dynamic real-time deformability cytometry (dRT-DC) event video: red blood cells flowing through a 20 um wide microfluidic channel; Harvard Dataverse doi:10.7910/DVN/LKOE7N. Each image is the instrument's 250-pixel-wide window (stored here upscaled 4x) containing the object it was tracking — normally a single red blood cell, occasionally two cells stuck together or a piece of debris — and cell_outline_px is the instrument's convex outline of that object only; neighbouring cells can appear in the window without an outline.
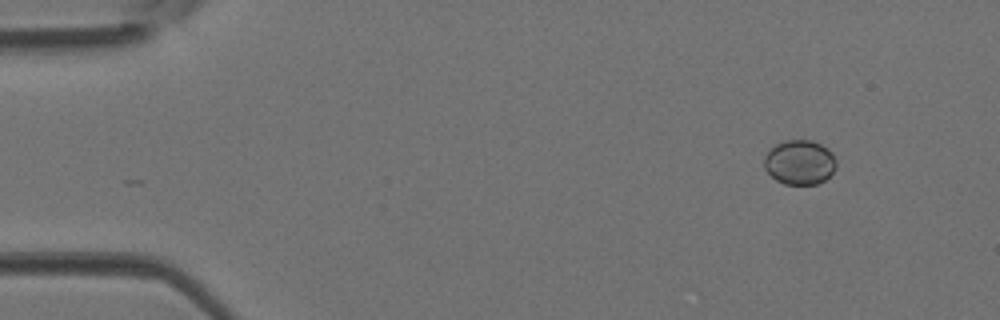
{"species": "Egyptian fruit bat (a non-hibernating species)", "species_latin": "Rousettus aegyptiacus", "temperature_condition": "room temperature", "stored_images_in_passage": 40, "camera_frame_rate_fps": 3000, "um_per_image_px": 0.085, "animal": {"sex": "female"}, "frame": {"image": 1, "passage_image": 1, "time_ms": 0.0, "image_size_px": [1000, 320], "cell_outline_px": [[836, 168], [824, 180], [816, 184], [784, 184], [776, 180], [764, 168], [764, 156], [776, 144], [784, 140], [812, 140], [828, 148], [832, 152], [836, 160]], "centroid_in_image_um": [67.98, 13.79], "position_along_channel_um": 17.0, "area_um2": 18.73}}
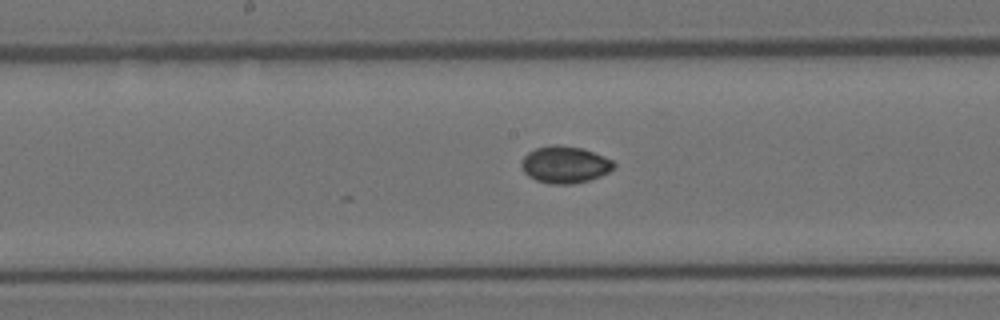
{"frame": {"image": 2, "passage_image": 19, "time_ms": 6.0, "image_size_px": [1000, 320], "cell_outline_px": [[616, 168], [600, 176], [588, 180], [572, 184], [548, 184], [536, 180], [528, 176], [524, 172], [520, 164], [524, 156], [528, 152], [536, 148], [552, 144], [556, 144], [580, 148], [604, 156], [612, 160], [616, 164]], "centroid_in_image_um": [48.0, 14.0], "position_along_channel_um": 200.2, "area_um2": 19.94}}
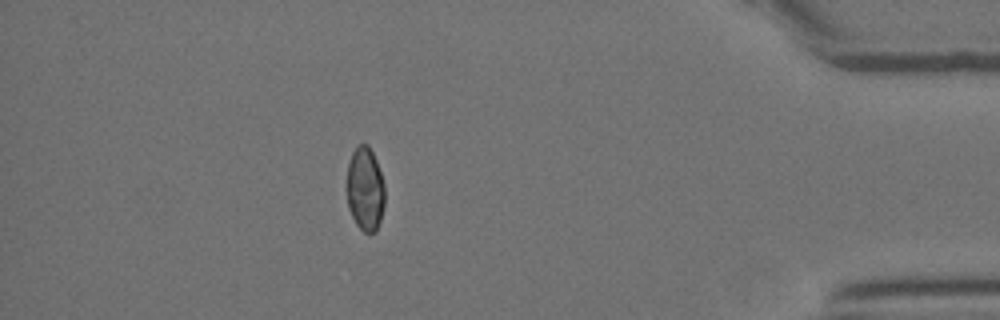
{"frame": {"image": 3, "passage_image": 35, "time_ms": 11.333, "image_size_px": [1000, 320], "cell_outline_px": [[384, 204], [380, 220], [376, 232], [368, 236], [356, 224], [348, 208], [344, 188], [348, 164], [352, 152], [356, 144], [368, 144], [376, 160], [384, 184]], "centroid_in_image_um": [30.99, 16.08], "position_along_channel_um": 404.2, "area_um2": 19.19}}